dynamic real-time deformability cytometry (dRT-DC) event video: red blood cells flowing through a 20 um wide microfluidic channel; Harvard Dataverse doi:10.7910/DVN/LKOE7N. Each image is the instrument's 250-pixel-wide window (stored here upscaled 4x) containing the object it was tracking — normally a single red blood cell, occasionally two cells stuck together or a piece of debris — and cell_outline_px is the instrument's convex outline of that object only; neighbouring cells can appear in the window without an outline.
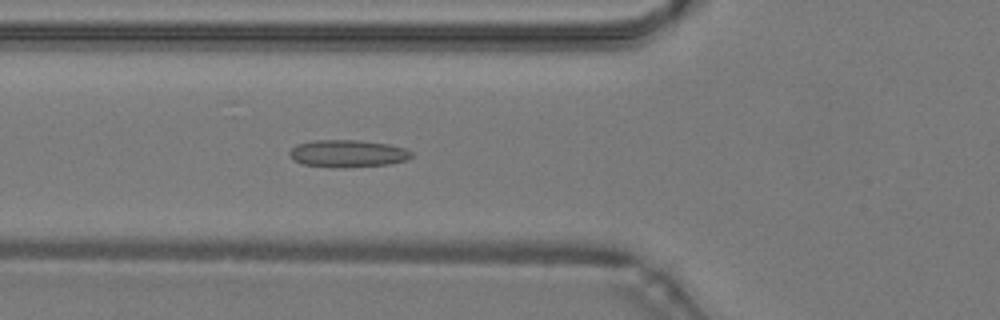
{"species": "common noctule bat (a hibernating species)", "species_latin": "Nyctalus noctula", "temperature_condition": "warm", "stored_images_in_passage": 41, "camera_frame_rate_fps": 3000, "um_per_image_px": 0.085, "animal": {"sex": "male", "body_mass_g": 19.2, "forearm_length_mm": 51.8}, "frame": {"image": 1, "passage_image": 18, "time_ms": 5.667, "image_size_px": [1000, 320], "cell_outline_px": [[412, 156], [408, 160], [388, 164], [344, 168], [304, 164], [292, 160], [288, 152], [296, 144], [312, 140], [360, 140], [388, 144], [404, 148], [412, 152]], "centroid_in_image_um": [29.54, 13.04], "position_along_channel_um": 96.3, "area_um2": 19.48}}
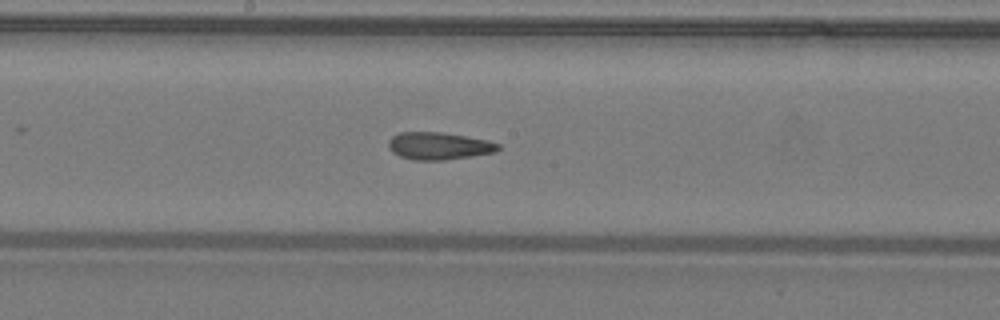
{"frame": {"image": 2, "passage_image": 26, "time_ms": 8.333, "image_size_px": [1000, 320], "cell_outline_px": [[500, 148], [496, 152], [444, 160], [416, 160], [400, 156], [392, 152], [388, 148], [388, 140], [392, 136], [400, 132], [440, 132], [488, 140], [500, 144]], "centroid_in_image_um": [37.28, 12.4], "position_along_channel_um": 210.9, "area_um2": 17.46}}
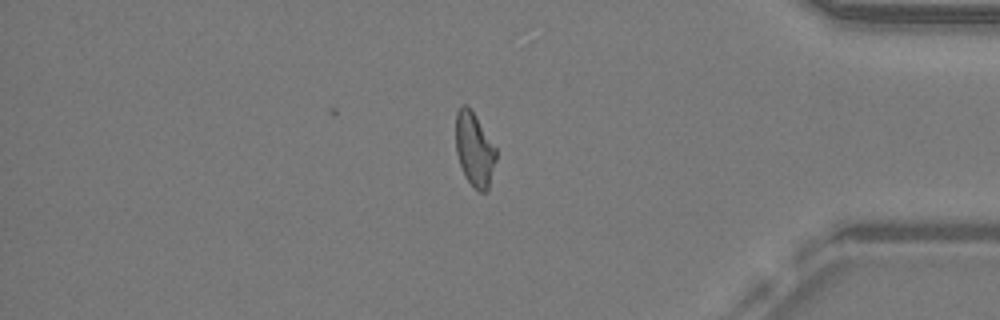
{"frame": {"image": 3, "passage_image": 41, "time_ms": 13.333, "image_size_px": [1000, 320], "cell_outline_px": [[496, 160], [488, 188], [484, 192], [480, 192], [464, 176], [456, 152], [456, 112], [460, 104], [468, 104], [496, 148]], "centroid_in_image_um": [40.31, 12.66], "position_along_channel_um": 394.9, "area_um2": 17.22}, "authors_computed_cell_mechanics": {"area_um2": 18.2648, "velocity_mm_per_s": 4.2733, "shape_relaxation_time_tau1_ms": null, "shape_relaxation_time_tau2_ms": 2.9592, "deformation_change_tau1": null, "deformation_change_tau2": 0.1113}}